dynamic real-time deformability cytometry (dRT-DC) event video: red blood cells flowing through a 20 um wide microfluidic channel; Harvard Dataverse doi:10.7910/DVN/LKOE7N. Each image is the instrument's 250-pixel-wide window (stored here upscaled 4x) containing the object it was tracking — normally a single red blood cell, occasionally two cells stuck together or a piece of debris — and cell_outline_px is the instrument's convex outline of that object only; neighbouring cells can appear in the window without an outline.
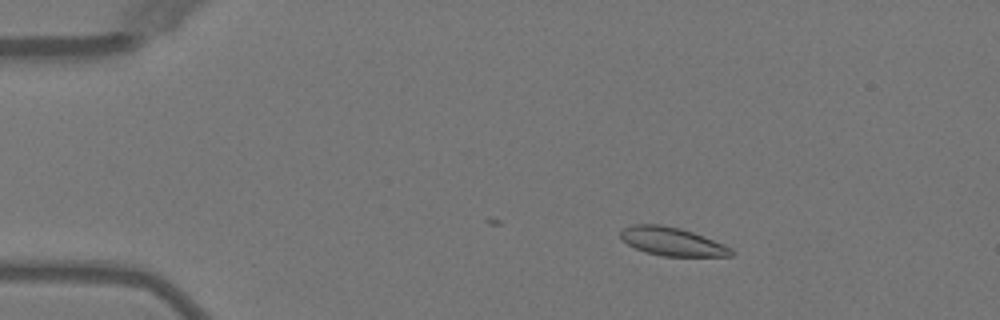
{"species": "Egyptian fruit bat (a non-hibernating species)", "species_latin": "Rousettus aegyptiacus", "temperature_condition": "warm", "stored_images_in_passage": 42, "camera_frame_rate_fps": 3000, "um_per_image_px": 0.085, "animal": {"sex": "female"}, "frame": {"image": 1, "passage_image": 3, "time_ms": 0.667, "image_size_px": [1000, 320], "cell_outline_px": [[736, 252], [732, 256], [664, 256], [644, 252], [628, 244], [620, 236], [620, 232], [624, 228], [632, 224], [660, 224], [680, 228], [704, 236], [724, 244], [732, 248]], "centroid_in_image_um": [57.16, 20.53], "position_along_channel_um": 27.8, "area_um2": 18.32}}
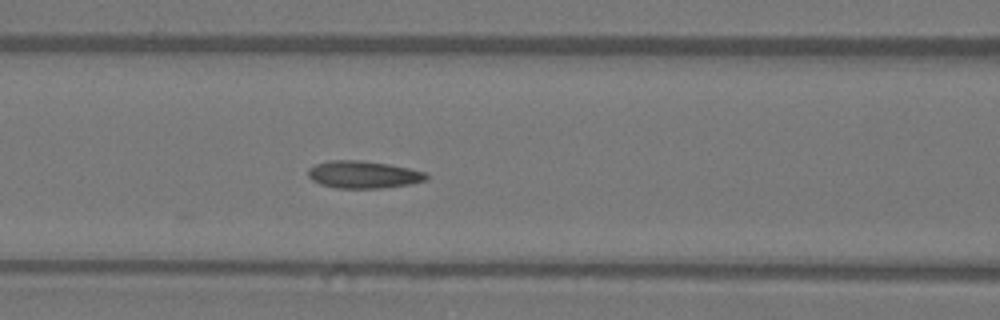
{"frame": {"image": 2, "passage_image": 16, "time_ms": 5.0, "image_size_px": [1000, 320], "cell_outline_px": [[428, 180], [412, 184], [380, 188], [336, 188], [320, 184], [312, 180], [308, 176], [308, 168], [316, 164], [328, 160], [360, 160], [388, 164], [428, 172]], "centroid_in_image_um": [30.91, 14.84], "position_along_channel_um": 135.7, "area_um2": 19.02}}
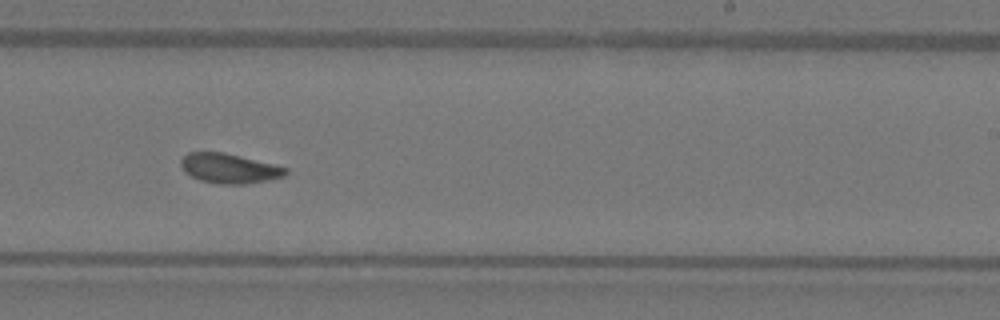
{"frame": {"image": 3, "passage_image": 26, "time_ms": 8.333, "image_size_px": [1000, 320], "cell_outline_px": [[288, 172], [284, 176], [268, 180], [244, 184], [220, 184], [200, 180], [184, 172], [180, 164], [180, 160], [188, 152], [224, 152], [288, 168]], "centroid_in_image_um": [19.46, 14.31], "position_along_channel_um": 269.5, "area_um2": 18.03}, "authors_computed_cell_mechanics": {"area_um2": 18.2648, "velocity_mm_per_s": 4.0314, "shape_relaxation_time_tau1_ms": 6.5009, "shape_relaxation_time_tau2_ms": 1.377, "deformation_change_tau1": 0.1704, "deformation_change_tau2": 0.059}}